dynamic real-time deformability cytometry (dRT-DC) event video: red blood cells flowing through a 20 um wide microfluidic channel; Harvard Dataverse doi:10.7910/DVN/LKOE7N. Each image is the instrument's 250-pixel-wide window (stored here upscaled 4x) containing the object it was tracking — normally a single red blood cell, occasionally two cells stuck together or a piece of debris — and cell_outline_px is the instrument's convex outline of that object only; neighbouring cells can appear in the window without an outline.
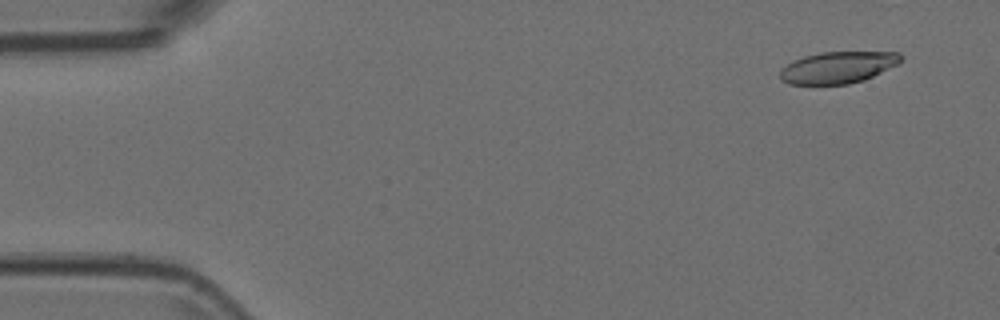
{"species": "Egyptian fruit bat (a non-hibernating species)", "species_latin": "Rousettus aegyptiacus", "temperature_condition": "room temperature", "stored_images_in_passage": 21, "camera_frame_rate_fps": 3000, "um_per_image_px": 0.085, "animal": {"sex": "female"}, "frame": {"image": 1, "passage_image": 4, "time_ms": 1.0, "image_size_px": [1000, 320], "cell_outline_px": [[904, 56], [896, 64], [864, 80], [848, 84], [788, 84], [780, 80], [780, 72], [792, 60], [804, 56], [820, 52], [900, 52]], "centroid_in_image_um": [71.2, 5.72], "position_along_channel_um": 13.8, "area_um2": 22.14}}
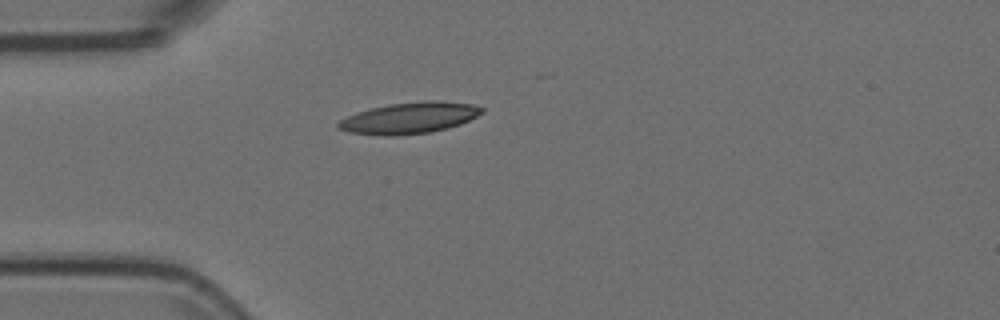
{"frame": {"image": 2, "passage_image": 15, "time_ms": 4.667, "image_size_px": [1000, 320], "cell_outline_px": [[484, 112], [460, 124], [448, 128], [428, 132], [392, 136], [348, 132], [336, 128], [336, 124], [340, 120], [356, 112], [388, 104], [428, 100], [432, 100], [472, 104], [484, 108]], "centroid_in_image_um": [34.78, 10.02], "position_along_channel_um": 50.2, "area_um2": 25.95}}
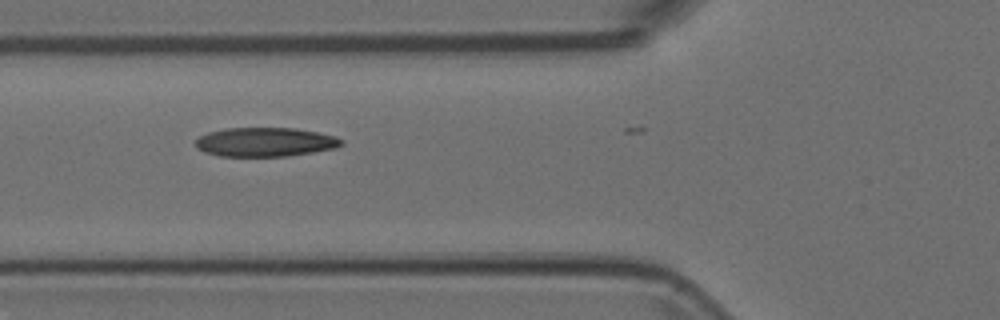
{"frame": {"image": 3, "passage_image": 20, "time_ms": 6.333, "image_size_px": [1000, 320], "cell_outline_px": [[344, 144], [336, 148], [288, 156], [220, 156], [204, 152], [196, 148], [196, 140], [200, 136], [208, 132], [224, 128], [296, 128], [336, 136], [344, 140]], "centroid_in_image_um": [22.55, 12.07], "position_along_channel_um": 103.2, "area_um2": 24.8}}